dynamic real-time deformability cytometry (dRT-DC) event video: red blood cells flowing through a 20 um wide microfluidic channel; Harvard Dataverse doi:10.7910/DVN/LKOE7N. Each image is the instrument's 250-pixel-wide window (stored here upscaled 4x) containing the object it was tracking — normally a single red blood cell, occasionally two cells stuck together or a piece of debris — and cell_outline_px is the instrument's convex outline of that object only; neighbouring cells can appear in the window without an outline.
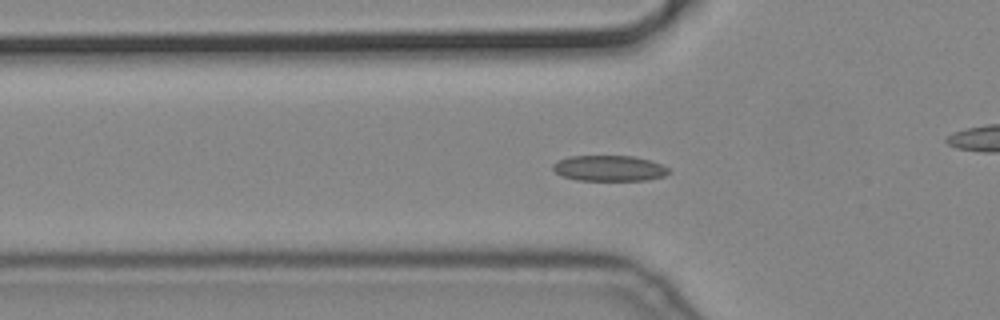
{"species": "common noctule bat (a hibernating species)", "species_latin": "Nyctalus noctula", "temperature_condition": "cold", "stored_images_in_passage": 56, "camera_frame_rate_fps": 3000, "um_per_image_px": 0.085, "animal": {"sex": "male", "body_mass_g": 19.2, "forearm_length_mm": 51.8}, "frame": {"image": 1, "passage_image": 18, "time_ms": 5.667, "image_size_px": [1000, 320], "cell_outline_px": [[672, 172], [664, 176], [648, 180], [576, 180], [564, 176], [556, 172], [552, 168], [552, 164], [556, 160], [568, 156], [636, 156], [660, 164], [668, 168]], "centroid_in_image_um": [51.78, 14.3], "position_along_channel_um": 74.0, "area_um2": 17.4}}
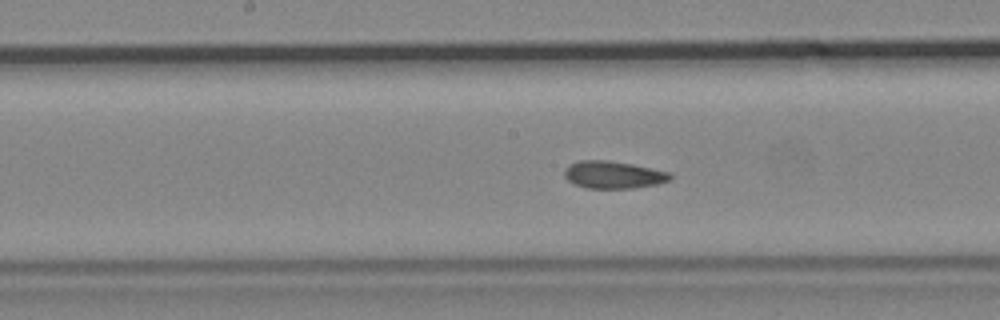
{"frame": {"image": 2, "passage_image": 28, "time_ms": 9.0, "image_size_px": [1000, 320], "cell_outline_px": [[672, 180], [656, 184], [632, 188], [588, 188], [576, 184], [568, 180], [564, 176], [564, 168], [568, 164], [580, 160], [608, 160], [632, 164], [672, 172]], "centroid_in_image_um": [52.15, 14.84], "position_along_channel_um": 196.1, "area_um2": 16.99}}
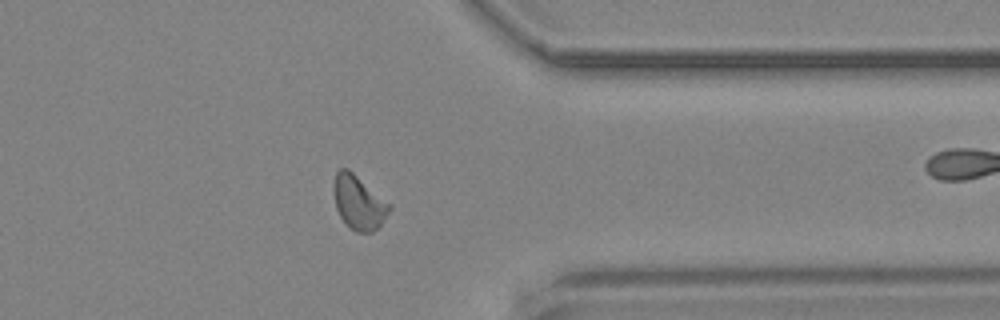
{"frame": {"image": 3, "passage_image": 44, "time_ms": 14.333, "image_size_px": [1000, 320], "cell_outline_px": [[392, 208], [384, 220], [372, 232], [356, 232], [344, 224], [336, 208], [332, 188], [336, 172], [340, 168], [348, 168], [392, 204]], "centroid_in_image_um": [30.48, 17.19], "position_along_channel_um": 380.9, "area_um2": 17.8}}